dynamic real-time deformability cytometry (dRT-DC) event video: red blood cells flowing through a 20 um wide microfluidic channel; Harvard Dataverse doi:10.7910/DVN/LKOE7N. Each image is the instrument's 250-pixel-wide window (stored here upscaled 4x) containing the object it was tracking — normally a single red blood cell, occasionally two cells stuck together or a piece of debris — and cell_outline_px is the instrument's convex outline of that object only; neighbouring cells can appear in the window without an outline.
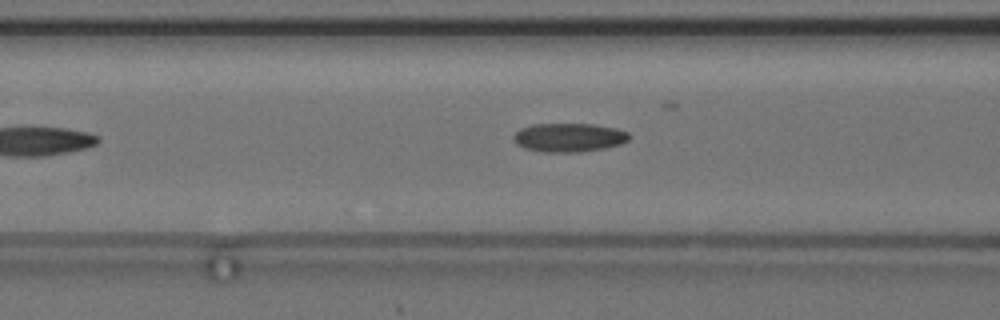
{"species": "common noctule bat (a hibernating species)", "species_latin": "Nyctalus noctula", "temperature_condition": "cold", "stored_images_in_passage": 34, "camera_frame_rate_fps": 3000, "um_per_image_px": 0.085, "animal": {"sex": "female", "body_mass_g": 24.6, "forearm_length_mm": 56.2}, "frame": {"image": 1, "passage_image": 10, "time_ms": 3.0, "image_size_px": [1000, 320], "cell_outline_px": [[632, 136], [628, 140], [620, 144], [604, 148], [580, 152], [544, 152], [524, 148], [516, 144], [512, 140], [512, 136], [520, 128], [532, 124], [592, 124], [616, 128], [628, 132]], "centroid_in_image_um": [48.34, 11.68], "position_along_channel_um": 118.3, "area_um2": 19.54}, "authors_computed_cell_mechanics": {"area_um2": 18.785, "velocity_mm_per_s": 3.6984, "shape_relaxation_time_tau1_ms": null, "shape_relaxation_time_tau2_ms": 4.7727, "deformation_change_tau1": null, "deformation_change_tau2": 0.1245}}